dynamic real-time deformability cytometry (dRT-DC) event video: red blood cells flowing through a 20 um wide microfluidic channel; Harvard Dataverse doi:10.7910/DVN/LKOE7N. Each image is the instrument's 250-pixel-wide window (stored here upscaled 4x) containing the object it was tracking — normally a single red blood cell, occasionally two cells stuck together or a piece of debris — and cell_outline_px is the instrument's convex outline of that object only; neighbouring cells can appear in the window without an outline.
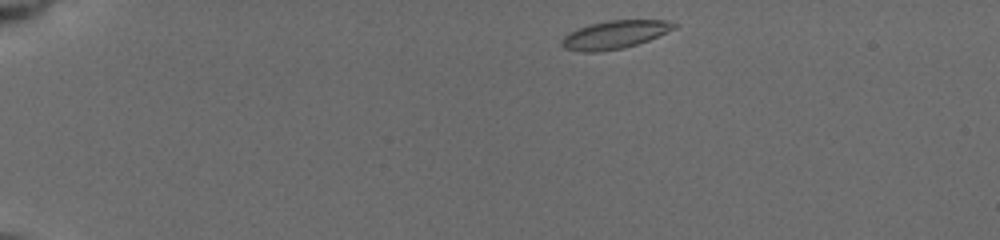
{"species": "common noctule bat (a hibernating species)", "species_latin": "Nyctalus noctula", "temperature_condition": "cold", "stored_images_in_passage": 13, "camera_frame_rate_fps": 3000, "um_per_image_px": 0.085, "animal": {"sex": "female", "body_mass_g": 19.5, "forearm_length_mm": 54.1}, "frame": {"image": 1, "passage_image": 1, "time_ms": 0.0, "image_size_px": [1000, 240], "cell_outline_px": [[680, 24], [676, 28], [648, 40], [624, 48], [596, 52], [580, 52], [564, 48], [560, 44], [560, 40], [568, 32], [592, 24], [608, 20], [668, 20]], "centroid_in_image_um": [52.25, 2.95], "position_along_channel_um": 32.7, "area_um2": 18.44}}
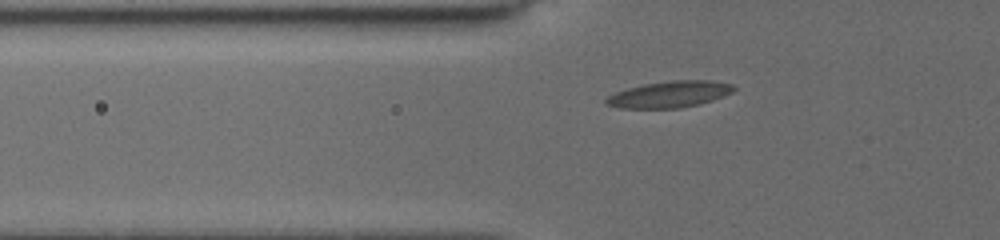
{"frame": {"image": 2, "passage_image": 12, "time_ms": 3.0, "image_size_px": [1000, 240], "cell_outline_px": [[736, 88], [732, 92], [724, 96], [712, 100], [696, 104], [676, 108], [620, 108], [604, 104], [604, 100], [608, 96], [616, 92], [628, 88], [644, 84], [672, 80], [708, 80], [732, 84]], "centroid_in_image_um": [56.89, 8.01], "position_along_channel_um": 68.9, "area_um2": 19.48}}